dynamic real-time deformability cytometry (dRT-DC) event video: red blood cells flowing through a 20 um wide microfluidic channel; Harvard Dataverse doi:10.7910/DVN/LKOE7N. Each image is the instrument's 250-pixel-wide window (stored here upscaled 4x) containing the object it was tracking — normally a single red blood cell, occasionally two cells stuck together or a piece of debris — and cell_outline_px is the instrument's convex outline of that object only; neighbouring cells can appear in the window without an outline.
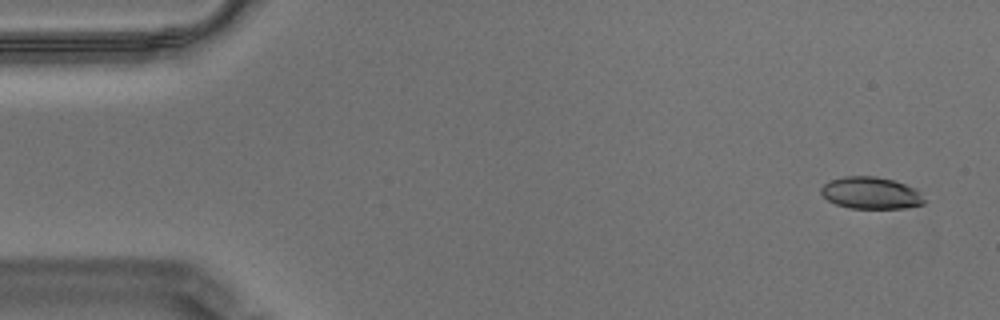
{"species": "Egyptian fruit bat (a non-hibernating species)", "species_latin": "Rousettus aegyptiacus", "temperature_condition": "warm", "stored_images_in_passage": 58, "camera_frame_rate_fps": 3000, "um_per_image_px": 0.085, "animal": {"sex": "male"}, "frame": {"image": 1, "passage_image": 3, "time_ms": 0.667, "image_size_px": [1000, 320], "cell_outline_px": [[924, 204], [904, 208], [848, 208], [836, 204], [828, 200], [820, 192], [820, 188], [824, 184], [832, 180], [844, 176], [876, 176], [892, 180], [916, 188], [920, 192], [924, 200]], "centroid_in_image_um": [74.02, 16.4], "position_along_channel_um": 11.0, "area_um2": 19.13}}
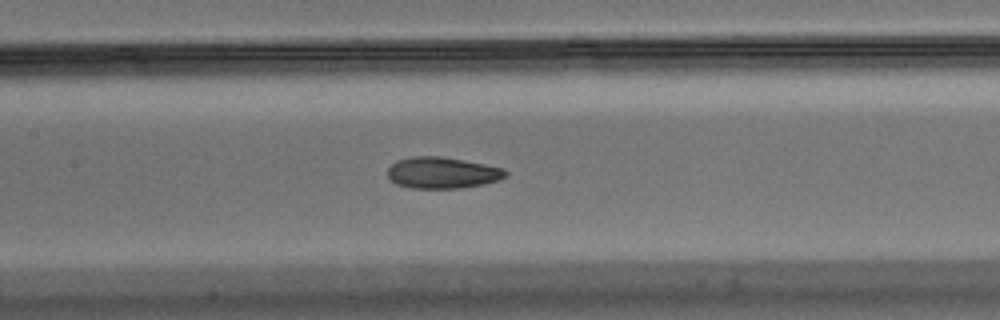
{"frame": {"image": 2, "passage_image": 27, "time_ms": 8.667, "image_size_px": [1000, 320], "cell_outline_px": [[508, 176], [500, 180], [484, 184], [460, 188], [412, 188], [396, 184], [388, 176], [388, 168], [396, 160], [412, 156], [440, 156], [464, 160], [504, 168], [508, 172]], "centroid_in_image_um": [37.62, 14.68], "position_along_channel_um": 169.8, "area_um2": 21.68}}
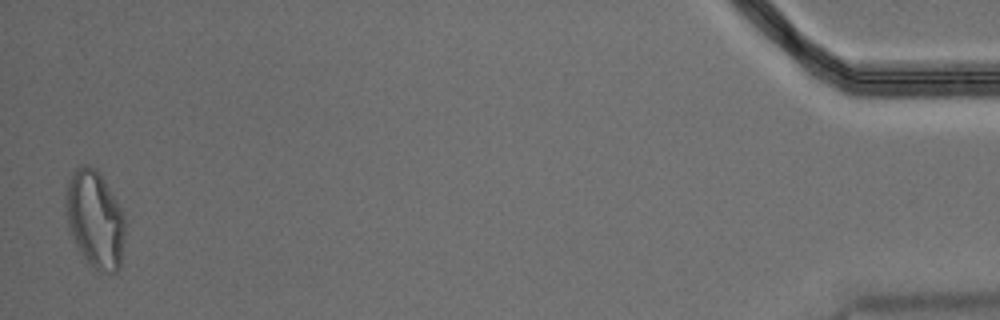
{"frame": {"image": 3, "passage_image": 57, "time_ms": 18.667, "image_size_px": [1000, 320], "cell_outline_px": [[124, 240], [120, 268], [116, 272], [100, 272], [84, 256], [72, 236], [68, 228], [64, 204], [64, 188], [72, 168], [84, 164], [88, 164], [96, 168], [104, 180], [116, 200], [124, 216]], "centroid_in_image_um": [8.03, 18.55], "position_along_channel_um": 427.2, "area_um2": 33.81}, "authors_computed_cell_mechanics": {"area_um2": 21.6172, "velocity_mm_per_s": 3.4931, "shape_relaxation_time_tau1_ms": 10.1581, "shape_relaxation_time_tau2_ms": 2.3671, "deformation_change_tau1": 0.2473, "deformation_change_tau2": 0.0777}}